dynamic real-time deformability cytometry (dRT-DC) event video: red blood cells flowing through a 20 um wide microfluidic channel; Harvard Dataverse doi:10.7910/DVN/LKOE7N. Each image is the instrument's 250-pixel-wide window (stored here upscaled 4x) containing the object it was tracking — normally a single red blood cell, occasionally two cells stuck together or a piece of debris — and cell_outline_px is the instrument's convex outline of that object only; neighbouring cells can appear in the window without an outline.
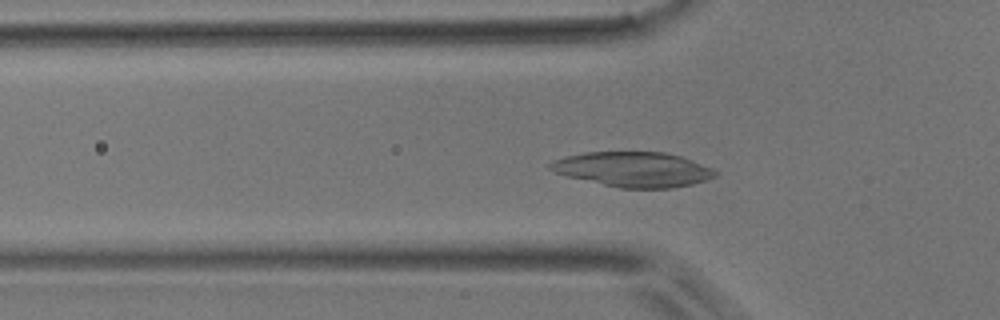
{"species": "common noctule bat (a hibernating species)", "species_latin": "Nyctalus noctula", "temperature_condition": "room temperature", "stored_images_in_passage": 52, "camera_frame_rate_fps": 3000, "um_per_image_px": 0.085, "animal": {"sex": "male", "body_mass_g": 17.9}, "frame": {"image": 1, "passage_image": 17, "time_ms": 5.333, "image_size_px": [1000, 320], "cell_outline_px": [[716, 176], [708, 180], [692, 184], [672, 188], [620, 188], [568, 176], [552, 172], [548, 168], [548, 164], [552, 160], [584, 152], [664, 152], [680, 156], [692, 160], [712, 168], [716, 172]], "centroid_in_image_um": [53.82, 14.39], "position_along_channel_um": 72.0, "area_um2": 33.52}}
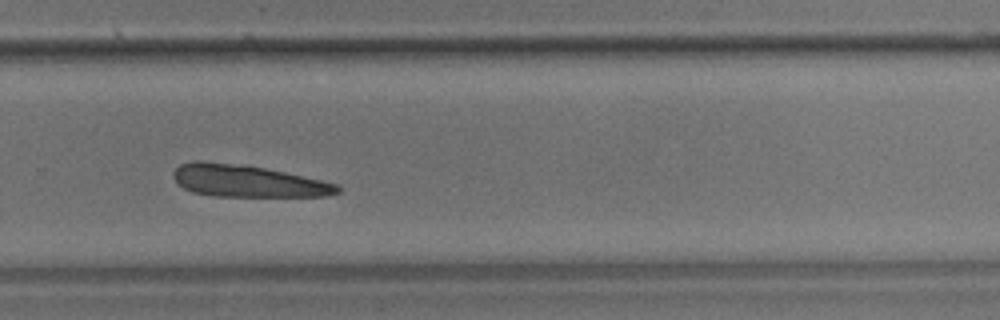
{"frame": {"image": 2, "passage_image": 35, "time_ms": 11.333, "image_size_px": [1000, 320], "cell_outline_px": [[340, 192], [328, 196], [212, 196], [192, 192], [184, 188], [172, 176], [172, 172], [180, 164], [192, 160], [200, 160], [264, 168], [284, 172], [340, 184]], "centroid_in_image_um": [21.03, 15.39], "position_along_channel_um": 308.8, "area_um2": 30.46}}
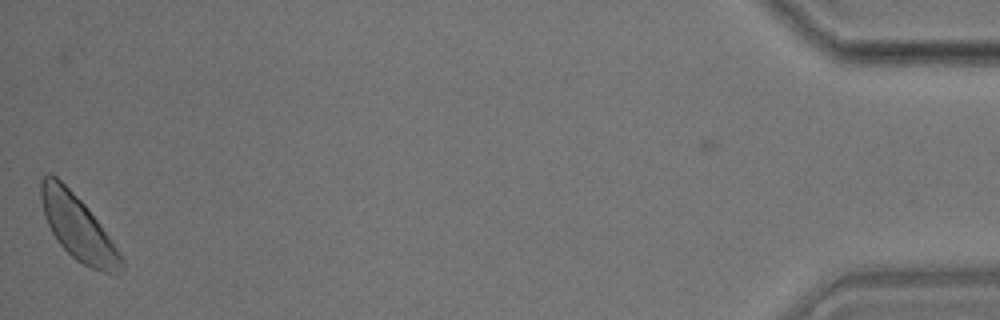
{"frame": {"image": 3, "passage_image": 51, "time_ms": 16.667, "image_size_px": [1000, 320], "cell_outline_px": [[124, 268], [116, 276], [92, 268], [76, 260], [56, 240], [44, 216], [40, 200], [40, 180], [48, 172], [52, 172], [84, 204], [100, 224], [124, 260]], "centroid_in_image_um": [6.6, 19.34], "position_along_channel_um": 428.6, "area_um2": 30.0}}